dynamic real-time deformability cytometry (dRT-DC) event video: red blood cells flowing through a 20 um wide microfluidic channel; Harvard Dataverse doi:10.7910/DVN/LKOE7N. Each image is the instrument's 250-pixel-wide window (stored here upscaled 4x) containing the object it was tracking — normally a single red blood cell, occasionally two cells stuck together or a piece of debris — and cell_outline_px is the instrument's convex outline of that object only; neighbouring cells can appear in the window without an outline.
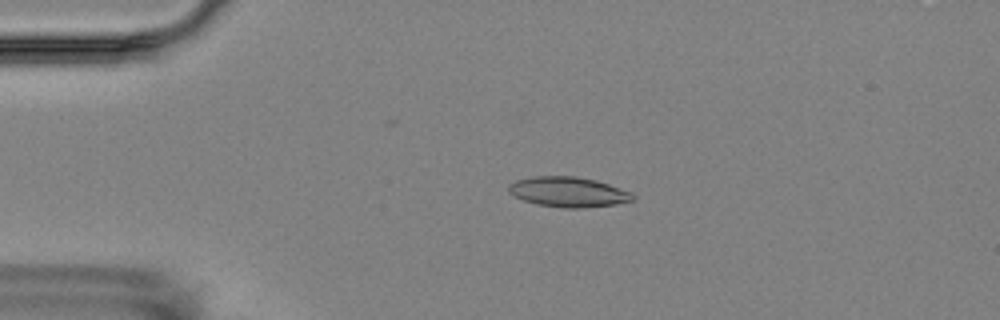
{"species": "Egyptian fruit bat (a non-hibernating species)", "species_latin": "Rousettus aegyptiacus", "temperature_condition": "room temperature", "stored_images_in_passage": 5, "camera_frame_rate_fps": 3000, "um_per_image_px": 0.085, "animal": {"sex": "female"}, "frame": {"image": 1, "passage_image": 4, "time_ms": 3.333, "image_size_px": [1000, 320], "cell_outline_px": [[636, 196], [632, 200], [616, 204], [580, 208], [564, 208], [536, 204], [524, 200], [508, 192], [508, 184], [516, 180], [532, 176], [576, 176], [596, 180], [632, 192]], "centroid_in_image_um": [48.3, 16.31], "position_along_channel_um": 36.7, "area_um2": 21.79}}